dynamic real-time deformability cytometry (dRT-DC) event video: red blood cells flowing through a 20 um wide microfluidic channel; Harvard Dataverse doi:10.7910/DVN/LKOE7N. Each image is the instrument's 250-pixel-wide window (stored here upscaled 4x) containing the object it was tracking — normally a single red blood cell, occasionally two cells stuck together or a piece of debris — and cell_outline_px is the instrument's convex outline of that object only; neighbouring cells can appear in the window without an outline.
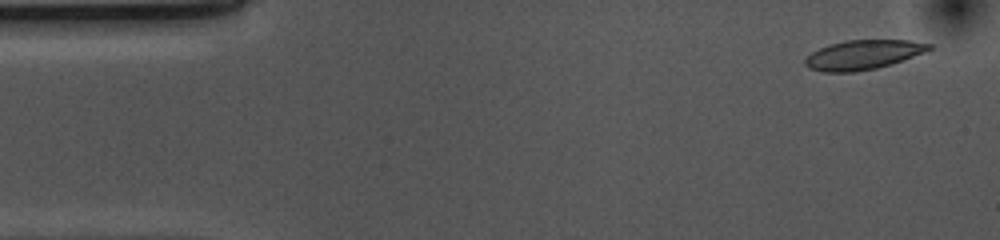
{"species": "common noctule bat (a hibernating species)", "species_latin": "Nyctalus noctula", "temperature_condition": "cold", "stored_images_in_passage": 52, "camera_frame_rate_fps": 3000, "um_per_image_px": 0.085, "animal": {"sex": "female", "body_mass_g": 10.0, "forearm_length_mm": 53.1}, "frame": {"image": 1, "passage_image": 2, "time_ms": 0.333, "image_size_px": [1000, 240], "cell_outline_px": [[932, 48], [924, 52], [876, 68], [852, 72], [824, 72], [808, 68], [804, 64], [804, 60], [812, 52], [828, 44], [848, 40], [908, 40], [932, 44]], "centroid_in_image_um": [73.31, 4.65], "position_along_channel_um": 11.7, "area_um2": 20.92}}
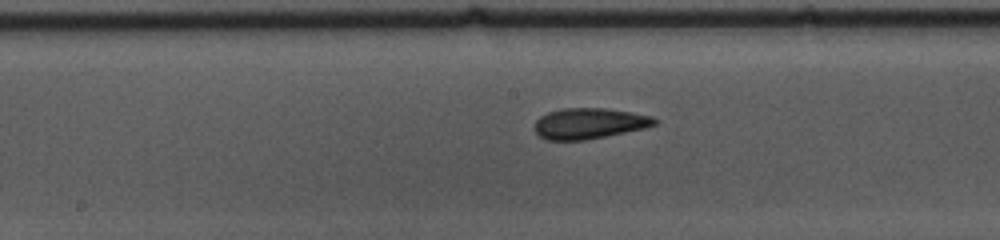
{"frame": {"image": 2, "passage_image": 25, "time_ms": 8.0, "image_size_px": [1000, 240], "cell_outline_px": [[660, 120], [656, 124], [644, 128], [588, 140], [548, 140], [540, 136], [532, 128], [536, 120], [540, 116], [548, 112], [560, 108], [604, 108], [632, 112], [652, 116]], "centroid_in_image_um": [50.07, 10.49], "position_along_channel_um": 198.1, "area_um2": 21.73}}
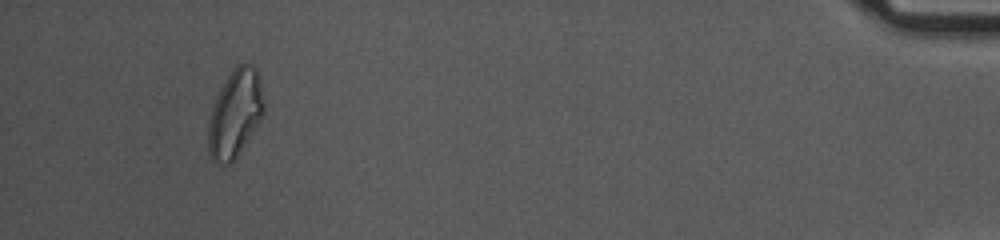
{"frame": {"image": 3, "passage_image": 49, "time_ms": 16.0, "image_size_px": [1000, 240], "cell_outline_px": [[264, 112], [236, 156], [228, 164], [224, 164], [212, 160], [208, 152], [208, 120], [216, 96], [220, 88], [236, 64], [244, 60], [252, 64], [256, 68], [260, 84], [264, 104]], "centroid_in_image_um": [19.96, 9.59], "position_along_channel_um": 415.2, "area_um2": 27.98}, "authors_computed_cell_mechanics": {"area_um2": 21.5016, "velocity_mm_per_s": 3.6592, "shape_relaxation_time_tau1_ms": 10.4462, "shape_relaxation_time_tau2_ms": 3.4713, "deformation_change_tau1": 0.2041, "deformation_change_tau2": 0.094}}